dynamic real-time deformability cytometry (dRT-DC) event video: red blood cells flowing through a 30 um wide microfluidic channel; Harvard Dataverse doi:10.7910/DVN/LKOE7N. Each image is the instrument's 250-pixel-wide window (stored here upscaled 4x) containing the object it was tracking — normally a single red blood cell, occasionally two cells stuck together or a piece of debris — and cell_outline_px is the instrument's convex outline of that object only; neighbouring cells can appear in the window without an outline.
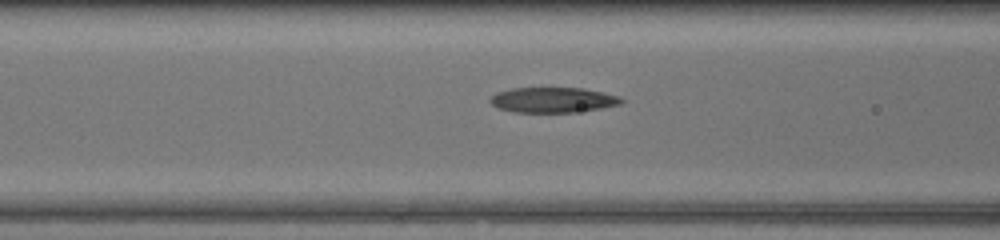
{"species": "common noctule bat (a hibernating species)", "species_latin": "Nyctalus noctula", "temperature_condition": "warm", "stored_images_in_passage": 9, "camera_frame_rate_fps": 3000, "um_per_image_px": 0.085, "animal": {"sex": "female", "body_mass_g": 17.0, "forearm_length_mm": 48.0}, "frame": {"image": 1, "passage_image": 7, "time_ms": 2.0, "image_size_px": [1000, 240], "cell_outline_px": [[624, 100], [620, 104], [600, 108], [576, 112], [512, 112], [496, 108], [488, 100], [496, 92], [512, 88], [584, 88], [604, 92], [620, 96]], "centroid_in_image_um": [46.98, 8.49], "position_along_channel_um": 119.6, "area_um2": 19.42}}